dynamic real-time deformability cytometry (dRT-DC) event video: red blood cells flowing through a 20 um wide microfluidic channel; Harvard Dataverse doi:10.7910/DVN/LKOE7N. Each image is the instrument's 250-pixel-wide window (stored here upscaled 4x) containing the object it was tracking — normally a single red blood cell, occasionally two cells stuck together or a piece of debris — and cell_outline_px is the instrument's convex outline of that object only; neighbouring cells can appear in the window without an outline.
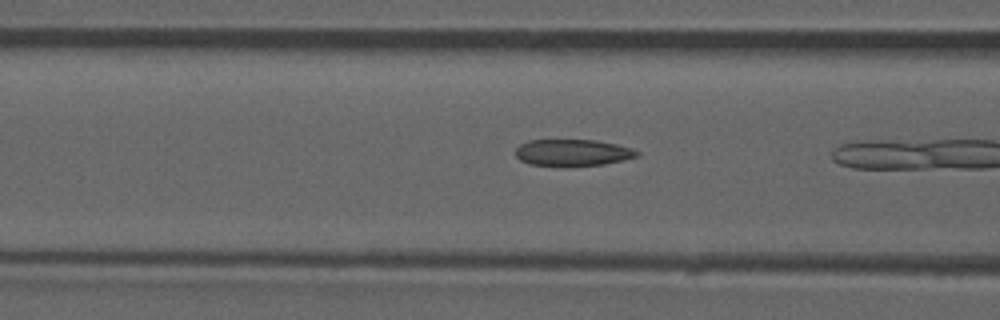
{"species": "common noctule bat (a hibernating species)", "species_latin": "Nyctalus noctula", "temperature_condition": "room temperature", "stored_images_in_passage": 17, "camera_frame_rate_fps": 3000, "um_per_image_px": 0.085, "animal": {"sex": "male", "forearm_length_mm": 52.5}, "frame": {"image": 1, "passage_image": 15, "time_ms": 4.667, "image_size_px": [1000, 320], "cell_outline_px": [[640, 152], [636, 156], [604, 164], [528, 164], [520, 160], [516, 156], [516, 148], [520, 144], [528, 140], [596, 140], [616, 144], [632, 148]], "centroid_in_image_um": [48.65, 12.93], "position_along_channel_um": 118.0, "area_um2": 18.15}}